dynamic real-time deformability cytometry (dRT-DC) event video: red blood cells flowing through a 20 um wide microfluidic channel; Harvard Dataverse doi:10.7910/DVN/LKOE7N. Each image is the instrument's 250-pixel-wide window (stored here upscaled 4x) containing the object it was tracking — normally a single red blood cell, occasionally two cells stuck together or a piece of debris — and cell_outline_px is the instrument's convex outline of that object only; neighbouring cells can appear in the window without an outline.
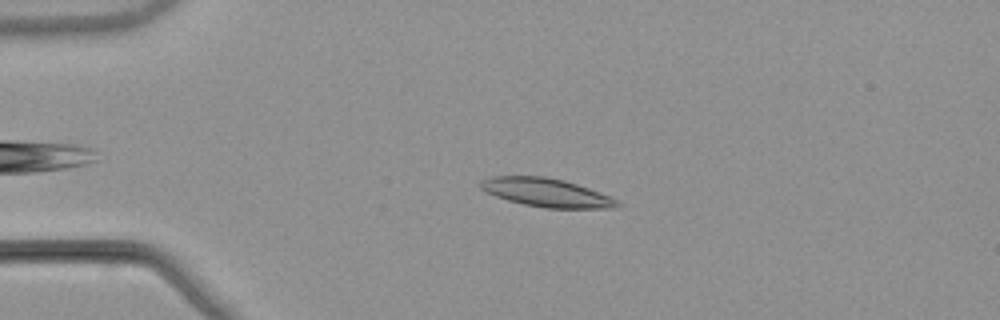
{"species": "common noctule bat (a hibernating species)", "species_latin": "Nyctalus noctula", "temperature_condition": "warm", "stored_images_in_passage": 44, "camera_frame_rate_fps": 3000, "um_per_image_px": 0.085, "animal": {"sex": "male", "body_mass_g": 21.5, "forearm_length_mm": 52.0}, "frame": {"image": 1, "passage_image": 11, "time_ms": 3.333, "image_size_px": [1000, 320], "cell_outline_px": [[620, 204], [616, 208], [544, 208], [524, 204], [508, 200], [496, 196], [480, 188], [480, 180], [492, 176], [544, 176], [564, 180], [600, 192], [616, 200]], "centroid_in_image_um": [46.42, 16.36], "position_along_channel_um": 38.6, "area_um2": 22.48}}
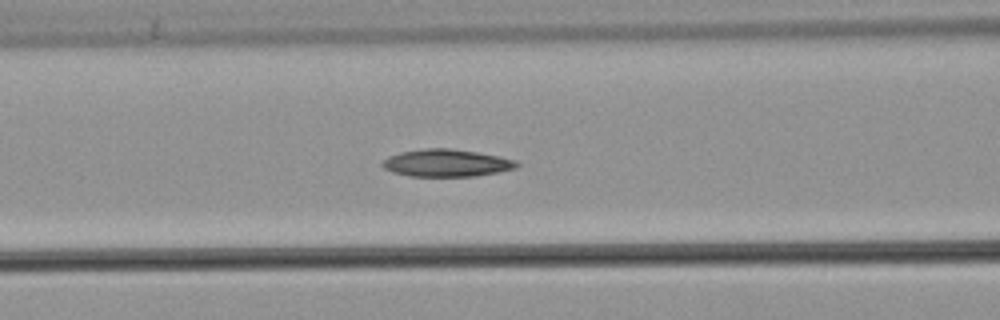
{"frame": {"image": 2, "passage_image": 21, "time_ms": 6.667, "image_size_px": [1000, 320], "cell_outline_px": [[520, 164], [516, 168], [476, 176], [408, 176], [392, 172], [384, 168], [380, 164], [388, 156], [400, 152], [424, 148], [452, 148], [500, 156], [516, 160]], "centroid_in_image_um": [37.94, 13.85], "position_along_channel_um": 128.7, "area_um2": 21.5}}
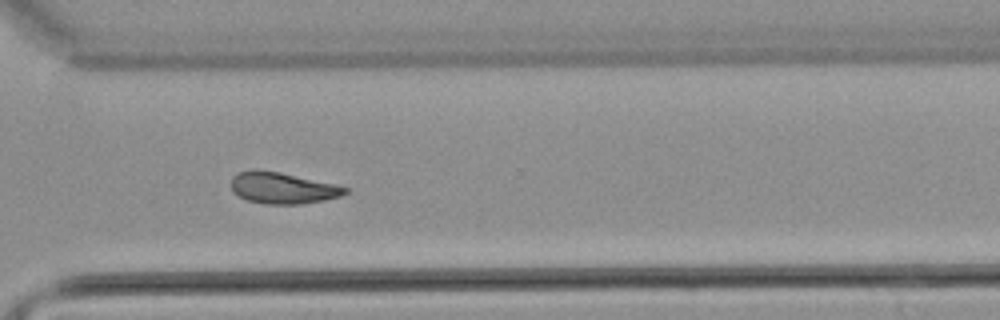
{"frame": {"image": 3, "passage_image": 38, "time_ms": 12.333, "image_size_px": [1000, 320], "cell_outline_px": [[348, 192], [340, 196], [324, 200], [300, 204], [264, 204], [248, 200], [232, 192], [232, 176], [240, 172], [252, 168], [260, 168], [280, 172], [336, 184], [348, 188]], "centroid_in_image_um": [24.0, 15.96], "position_along_channel_um": 346.6, "area_um2": 20.98}, "authors_computed_cell_mechanics": {"area_um2": 21.4438, "velocity_mm_per_s": 3.8448, "shape_relaxation_time_tau1_ms": 8.2267, "shape_relaxation_time_tau2_ms": null, "deformation_change_tau1": 0.1607, "deformation_change_tau2": null}}